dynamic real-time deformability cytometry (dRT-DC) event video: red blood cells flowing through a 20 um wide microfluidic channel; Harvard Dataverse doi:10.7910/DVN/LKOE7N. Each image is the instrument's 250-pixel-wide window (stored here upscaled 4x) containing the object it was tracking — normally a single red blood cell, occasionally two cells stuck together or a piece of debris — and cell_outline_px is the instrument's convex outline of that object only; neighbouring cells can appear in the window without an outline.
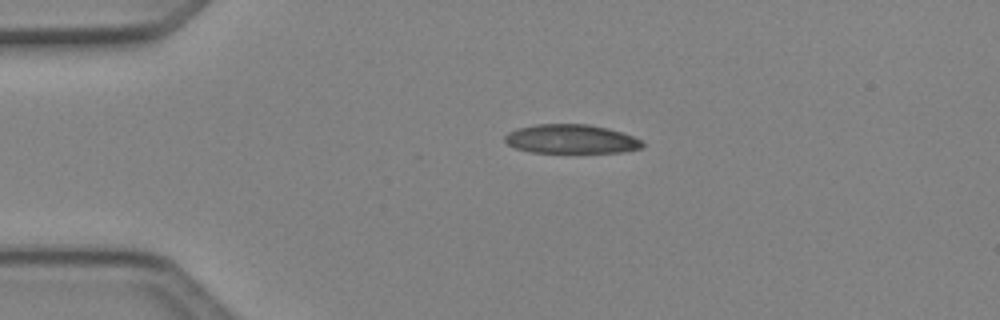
{"species": "Egyptian fruit bat (a non-hibernating species)", "species_latin": "Rousettus aegyptiacus", "temperature_condition": "cold", "stored_images_in_passage": 2, "camera_frame_rate_fps": 3000, "um_per_image_px": 0.085, "animal": {"sex": "female"}, "frame": {"image": 1, "passage_image": 1, "time_ms": 0.0, "image_size_px": [1000, 320], "cell_outline_px": [[644, 148], [624, 152], [532, 152], [516, 148], [508, 144], [504, 140], [504, 136], [508, 132], [520, 128], [536, 124], [588, 124], [608, 128], [632, 136], [640, 140], [644, 144]], "centroid_in_image_um": [48.56, 11.82], "position_along_channel_um": 36.4, "area_um2": 23.12}}